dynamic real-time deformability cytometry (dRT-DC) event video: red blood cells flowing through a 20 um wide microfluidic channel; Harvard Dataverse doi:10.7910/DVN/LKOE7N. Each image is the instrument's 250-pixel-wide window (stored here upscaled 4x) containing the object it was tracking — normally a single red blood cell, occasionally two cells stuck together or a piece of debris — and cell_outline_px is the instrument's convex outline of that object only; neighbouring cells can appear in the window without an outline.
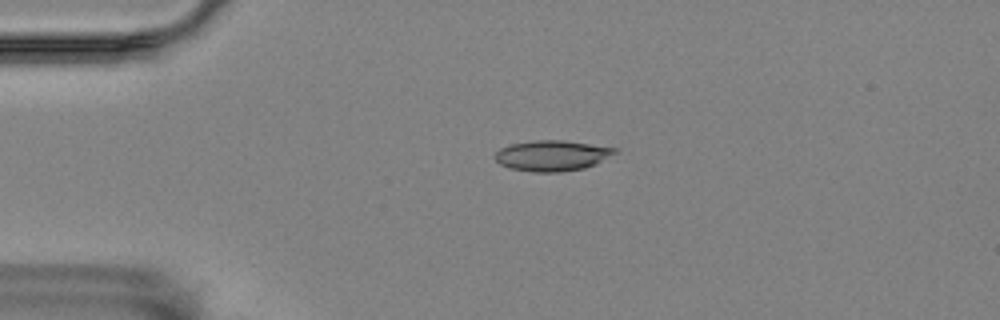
{"species": "Egyptian fruit bat (a non-hibernating species)", "species_latin": "Rousettus aegyptiacus", "temperature_condition": "room temperature", "stored_images_in_passage": 57, "camera_frame_rate_fps": 3000, "um_per_image_px": 0.085, "animal": {"sex": "female"}, "frame": {"image": 1, "passage_image": 13, "time_ms": 4.0, "image_size_px": [1000, 320], "cell_outline_px": [[620, 152], [596, 164], [584, 168], [560, 172], [532, 172], [508, 168], [500, 164], [496, 160], [496, 152], [500, 148], [512, 144], [536, 140], [564, 140], [620, 148]], "centroid_in_image_um": [47.0, 13.23], "position_along_channel_um": 38.0, "area_um2": 21.62}}
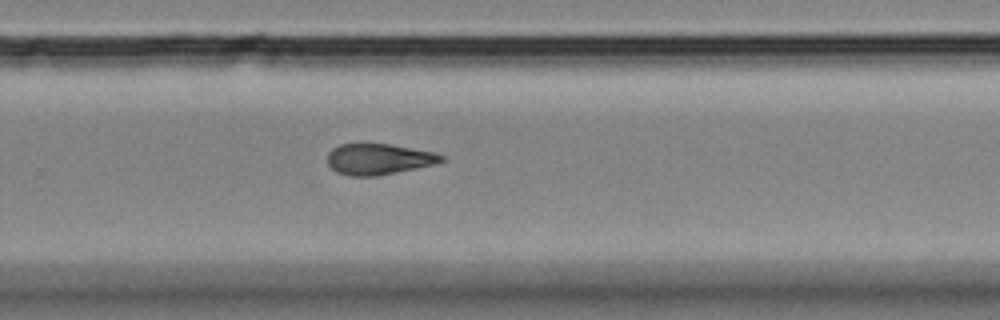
{"frame": {"image": 2, "passage_image": 38, "time_ms": 12.333, "image_size_px": [1000, 320], "cell_outline_px": [[444, 160], [432, 164], [416, 168], [376, 176], [352, 176], [336, 172], [328, 164], [328, 152], [332, 148], [340, 144], [360, 140], [392, 144], [432, 152], [444, 156]], "centroid_in_image_um": [32.1, 13.47], "position_along_channel_um": 297.7, "area_um2": 21.04}}
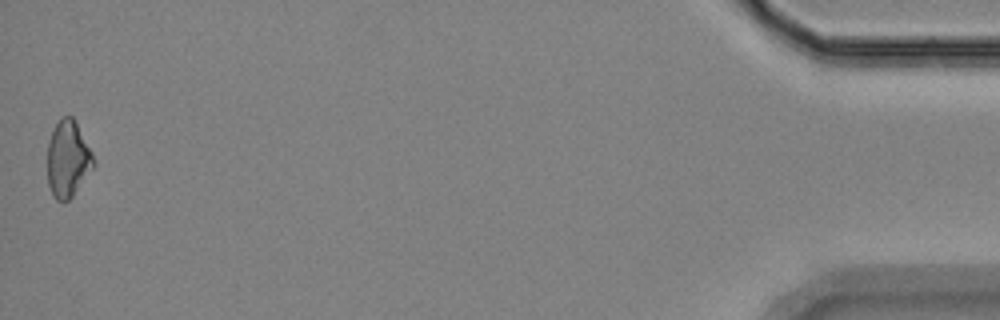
{"frame": {"image": 3, "passage_image": 57, "time_ms": 18.667, "image_size_px": [1000, 320], "cell_outline_px": [[92, 168], [72, 196], [68, 200], [56, 200], [52, 196], [48, 184], [48, 144], [52, 132], [60, 116], [72, 116], [92, 152]], "centroid_in_image_um": [5.73, 13.51], "position_along_channel_um": 429.5, "area_um2": 20.0}, "authors_computed_cell_mechanics": {"area_um2": 21.0392, "velocity_mm_per_s": 3.4952, "shape_relaxation_time_tau1_ms": 6.9996, "shape_relaxation_time_tau2_ms": 9.043, "deformation_change_tau1": 0.1396, "deformation_change_tau2": 0.1862}}